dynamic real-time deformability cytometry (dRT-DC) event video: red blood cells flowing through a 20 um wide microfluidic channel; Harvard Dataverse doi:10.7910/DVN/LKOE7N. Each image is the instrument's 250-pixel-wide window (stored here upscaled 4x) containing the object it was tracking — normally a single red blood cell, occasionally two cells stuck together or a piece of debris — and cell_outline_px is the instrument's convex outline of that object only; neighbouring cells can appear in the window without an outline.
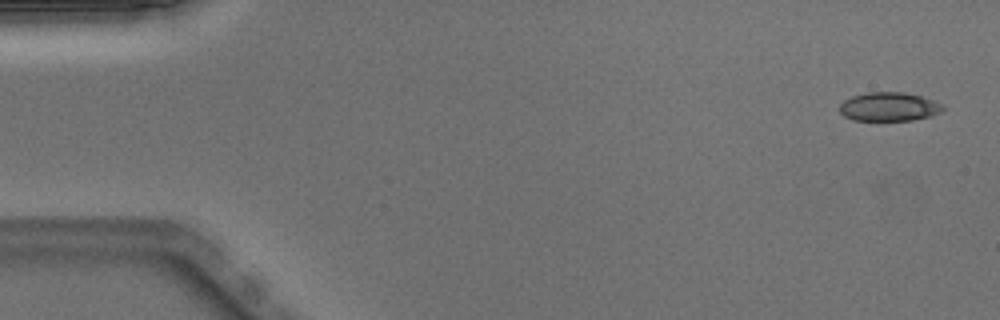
{"species": "Egyptian fruit bat (a non-hibernating species)", "species_latin": "Rousettus aegyptiacus", "temperature_condition": "warm", "stored_images_in_passage": 50, "camera_frame_rate_fps": 3000, "um_per_image_px": 0.085, "animal": {"sex": "male"}, "frame": {"image": 1, "passage_image": 2, "time_ms": 0.333, "image_size_px": [1000, 320], "cell_outline_px": [[944, 108], [940, 112], [932, 116], [912, 120], [852, 120], [844, 116], [840, 112], [840, 104], [844, 100], [852, 96], [868, 92], [904, 92], [920, 96], [932, 100], [940, 104]], "centroid_in_image_um": [75.54, 9.07], "position_along_channel_um": 9.5, "area_um2": 17.22}}
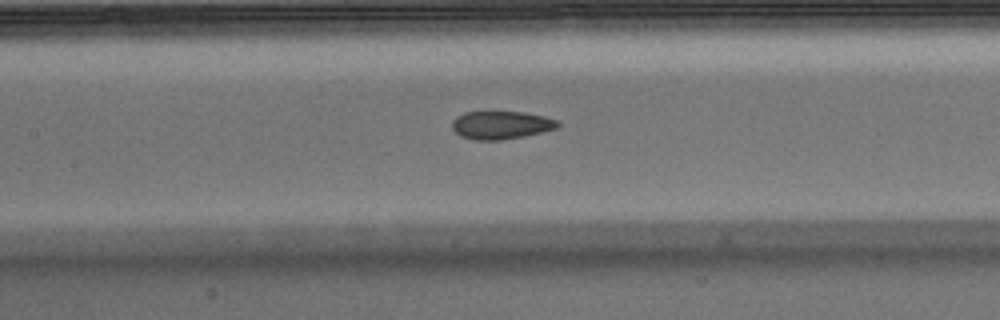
{"frame": {"image": 2, "passage_image": 23, "time_ms": 7.333, "image_size_px": [1000, 320], "cell_outline_px": [[560, 124], [556, 128], [524, 136], [500, 140], [476, 140], [460, 136], [452, 128], [452, 120], [456, 116], [464, 112], [492, 108], [524, 112], [544, 116], [560, 120]], "centroid_in_image_um": [42.55, 10.56], "position_along_channel_um": 164.8, "area_um2": 18.15}}
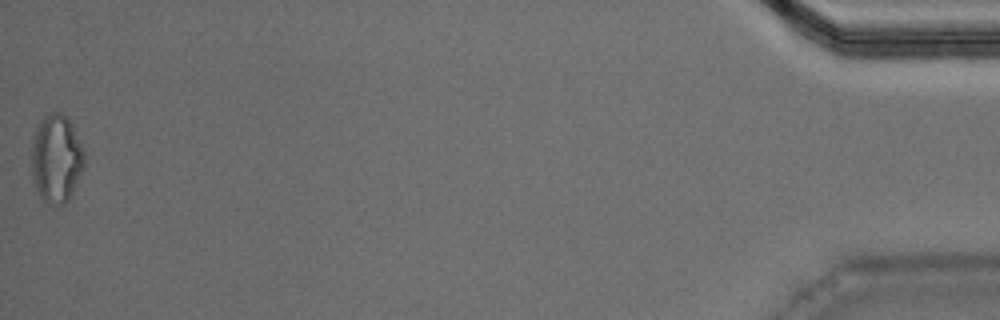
{"frame": {"image": 3, "passage_image": 50, "time_ms": 16.333, "image_size_px": [1000, 320], "cell_outline_px": [[84, 164], [72, 192], [68, 200], [64, 204], [56, 204], [44, 200], [36, 188], [32, 176], [32, 136], [40, 120], [44, 116], [52, 112], [60, 112], [68, 120], [84, 152]], "centroid_in_image_um": [4.76, 13.46], "position_along_channel_um": 430.4, "area_um2": 26.41}, "authors_computed_cell_mechanics": {"area_um2": 18.1492, "velocity_mm_per_s": 4.0205, "shape_relaxation_time_tau1_ms": null, "shape_relaxation_time_tau2_ms": 3.3437, "deformation_change_tau1": null, "deformation_change_tau2": 0.0745}}